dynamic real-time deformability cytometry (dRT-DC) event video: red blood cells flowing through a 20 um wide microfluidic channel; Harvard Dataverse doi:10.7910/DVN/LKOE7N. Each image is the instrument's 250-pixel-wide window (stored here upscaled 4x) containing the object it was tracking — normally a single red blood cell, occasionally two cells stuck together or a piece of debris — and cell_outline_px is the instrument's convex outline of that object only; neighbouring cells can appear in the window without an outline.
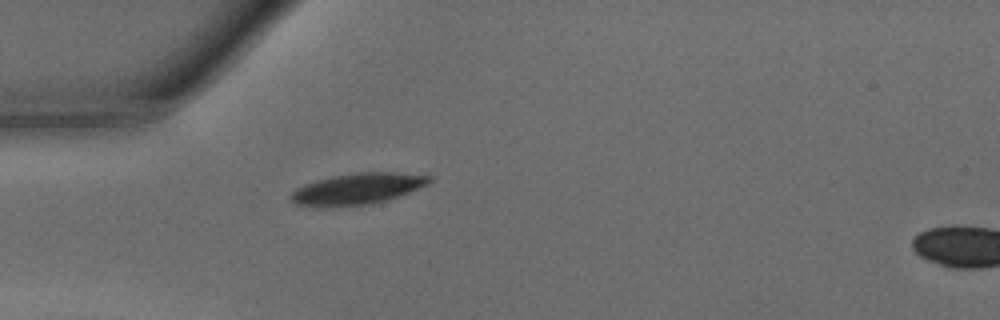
{"species": "common noctule bat (a hibernating species)", "species_latin": "Nyctalus noctula", "temperature_condition": "warm", "stored_images_in_passage": 35, "camera_frame_rate_fps": 3000, "um_per_image_px": 0.085, "animal": {"sex": "male", "body_mass_g": 15.6}, "frame": {"image": 1, "passage_image": 1, "time_ms": 0.0, "image_size_px": [1000, 320], "cell_outline_px": [[432, 180], [428, 184], [408, 192], [384, 200], [364, 204], [324, 208], [316, 208], [296, 204], [288, 196], [296, 188], [304, 184], [316, 180], [332, 176], [356, 172], [428, 172], [432, 176]], "centroid_in_image_um": [30.4, 16.02], "position_along_channel_um": 54.6, "area_um2": 25.61}}
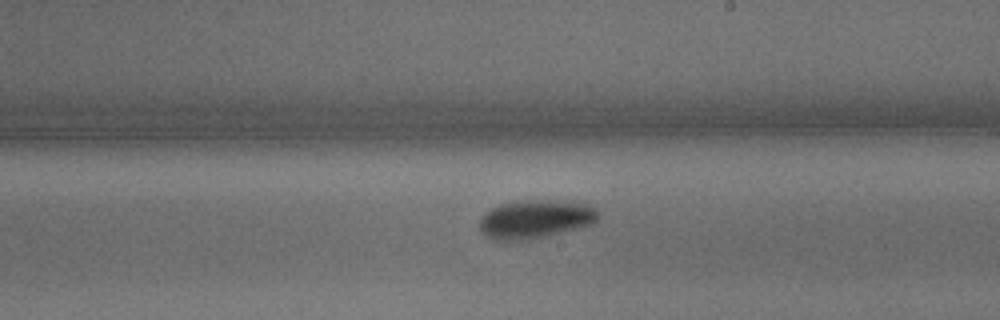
{"frame": {"image": 2, "passage_image": 15, "time_ms": 4.667, "image_size_px": [1000, 320], "cell_outline_px": [[600, 216], [592, 224], [548, 236], [532, 240], [492, 240], [484, 236], [480, 232], [480, 220], [492, 208], [500, 204], [536, 200], [548, 200], [588, 204], [596, 208], [600, 212]], "centroid_in_image_um": [45.52, 18.65], "position_along_channel_um": 243.5, "area_um2": 26.53}}
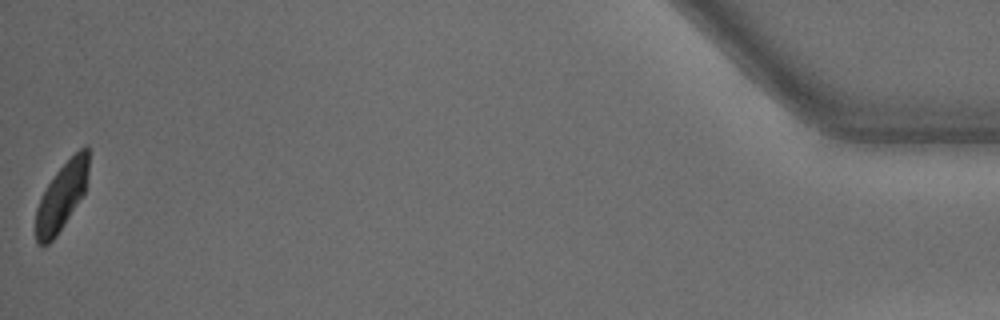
{"frame": {"image": 3, "passage_image": 35, "time_ms": 11.333, "image_size_px": [1000, 320], "cell_outline_px": [[88, 172], [84, 192], [64, 224], [56, 236], [44, 248], [36, 244], [36, 208], [40, 196], [56, 172], [84, 144], [88, 144]], "centroid_in_image_um": [5.21, 16.72], "position_along_channel_um": 430.0, "area_um2": 20.58}, "authors_computed_cell_mechanics": {"area_um2": 24.7384, "velocity_mm_per_s": 4.1971, "shape_relaxation_time_tau1_ms": 2.8679, "shape_relaxation_time_tau2_ms": 5.4775, "deformation_change_tau1": 0.1338, "deformation_change_tau2": 0.0991}}